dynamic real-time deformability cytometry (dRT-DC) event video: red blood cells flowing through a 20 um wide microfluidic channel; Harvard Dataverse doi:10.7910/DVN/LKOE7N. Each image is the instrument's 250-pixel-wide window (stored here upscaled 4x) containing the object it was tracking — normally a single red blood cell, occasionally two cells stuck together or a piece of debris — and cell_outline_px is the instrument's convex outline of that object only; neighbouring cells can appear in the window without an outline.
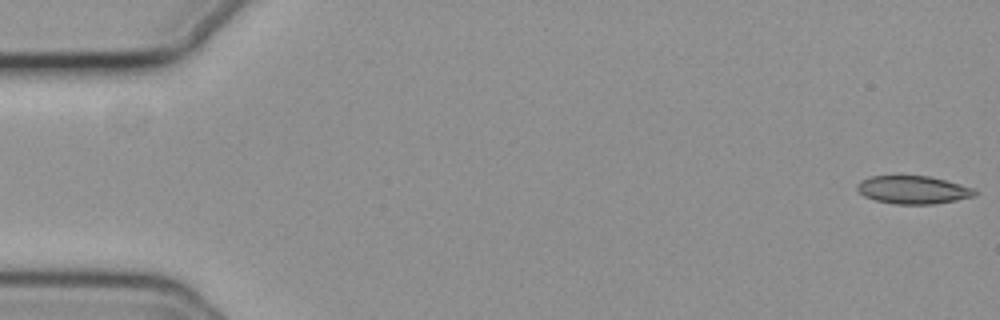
{"species": "common noctule bat (a hibernating species)", "species_latin": "Nyctalus noctula", "temperature_condition": "cold", "stored_images_in_passage": 56, "camera_frame_rate_fps": 3000, "um_per_image_px": 0.085, "animal": {"sex": "female", "body_mass_g": 19.3, "forearm_length_mm": 54.1}, "frame": {"image": 1, "passage_image": 1, "time_ms": 0.0, "image_size_px": [1000, 320], "cell_outline_px": [[976, 192], [972, 196], [956, 200], [932, 204], [896, 204], [876, 200], [864, 196], [856, 188], [856, 184], [860, 180], [872, 176], [928, 176], [960, 184], [972, 188]], "centroid_in_image_um": [77.56, 16.13], "position_along_channel_um": 7.4, "area_um2": 18.9}}
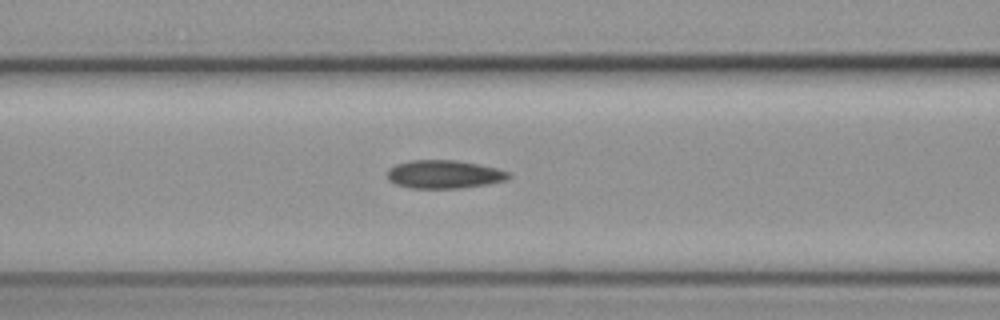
{"frame": {"image": 2, "passage_image": 23, "time_ms": 7.333, "image_size_px": [1000, 320], "cell_outline_px": [[512, 176], [504, 180], [484, 184], [460, 188], [412, 188], [396, 184], [388, 180], [388, 168], [396, 164], [412, 160], [456, 160], [496, 168], [508, 172]], "centroid_in_image_um": [37.71, 14.81], "position_along_channel_um": 128.9, "area_um2": 19.71}}
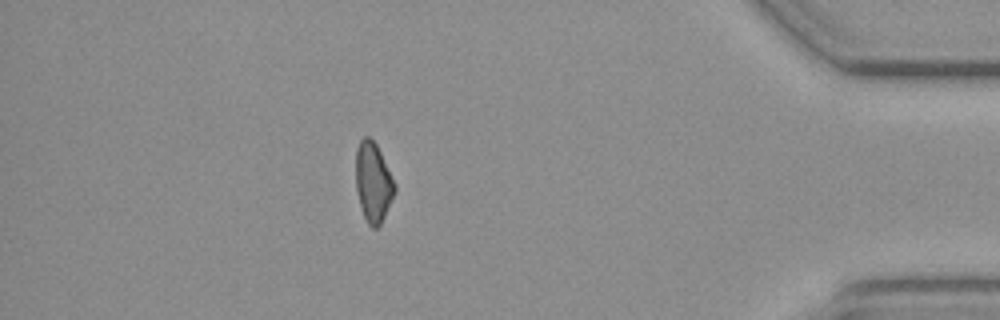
{"frame": {"image": 3, "passage_image": 49, "time_ms": 16.0, "image_size_px": [1000, 320], "cell_outline_px": [[396, 192], [380, 224], [376, 228], [372, 228], [368, 224], [364, 216], [360, 204], [356, 188], [356, 148], [360, 140], [364, 136], [368, 136], [376, 144], [396, 184]], "centroid_in_image_um": [31.72, 15.48], "position_along_channel_um": 403.5, "area_um2": 17.92}}